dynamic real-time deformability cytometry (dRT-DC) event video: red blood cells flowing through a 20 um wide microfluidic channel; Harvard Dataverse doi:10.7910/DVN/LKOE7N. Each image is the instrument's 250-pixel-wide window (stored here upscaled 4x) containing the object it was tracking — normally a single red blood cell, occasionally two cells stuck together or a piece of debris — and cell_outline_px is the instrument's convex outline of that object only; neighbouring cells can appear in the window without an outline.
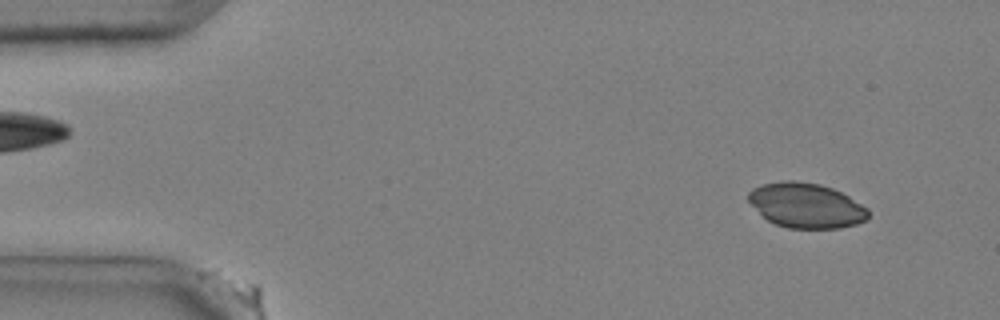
{"species": "common noctule bat (a hibernating species)", "species_latin": "Nyctalus noctula", "temperature_condition": "cold", "stored_images_in_passage": 54, "camera_frame_rate_fps": 3000, "um_per_image_px": 0.085, "animal": {"sex": "male", "body_mass_g": 20.4}, "frame": {"image": 1, "passage_image": 4, "time_ms": 1.0, "image_size_px": [1000, 320], "cell_outline_px": [[868, 216], [864, 220], [856, 224], [840, 228], [788, 228], [776, 224], [768, 220], [748, 200], [748, 192], [752, 188], [764, 184], [784, 180], [792, 180], [820, 184], [832, 188], [848, 196], [868, 208]], "centroid_in_image_um": [68.52, 17.46], "position_along_channel_um": 16.5, "area_um2": 31.04}}